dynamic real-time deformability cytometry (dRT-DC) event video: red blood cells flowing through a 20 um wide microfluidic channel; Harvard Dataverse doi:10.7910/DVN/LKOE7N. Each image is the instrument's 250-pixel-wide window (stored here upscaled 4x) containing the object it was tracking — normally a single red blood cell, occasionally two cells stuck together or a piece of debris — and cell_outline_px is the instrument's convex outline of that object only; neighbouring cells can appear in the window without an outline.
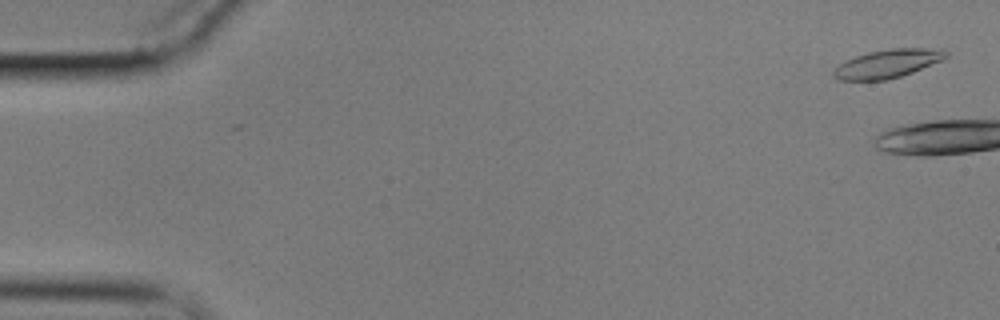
{"species": "common noctule bat (a hibernating species)", "species_latin": "Nyctalus noctula", "temperature_condition": "cold", "stored_images_in_passage": 9, "camera_frame_rate_fps": 3000, "um_per_image_px": 0.085, "animal": {"sex": "male", "body_mass_g": 17.9}, "frame": {"image": 1, "passage_image": 2, "time_ms": 0.333, "image_size_px": [1000, 320], "cell_outline_px": [[948, 56], [940, 60], [912, 72], [900, 76], [884, 80], [836, 80], [832, 76], [832, 72], [844, 60], [868, 52], [892, 48], [944, 48], [948, 52]], "centroid_in_image_um": [75.42, 5.4], "position_along_channel_um": 9.6, "area_um2": 18.55}}